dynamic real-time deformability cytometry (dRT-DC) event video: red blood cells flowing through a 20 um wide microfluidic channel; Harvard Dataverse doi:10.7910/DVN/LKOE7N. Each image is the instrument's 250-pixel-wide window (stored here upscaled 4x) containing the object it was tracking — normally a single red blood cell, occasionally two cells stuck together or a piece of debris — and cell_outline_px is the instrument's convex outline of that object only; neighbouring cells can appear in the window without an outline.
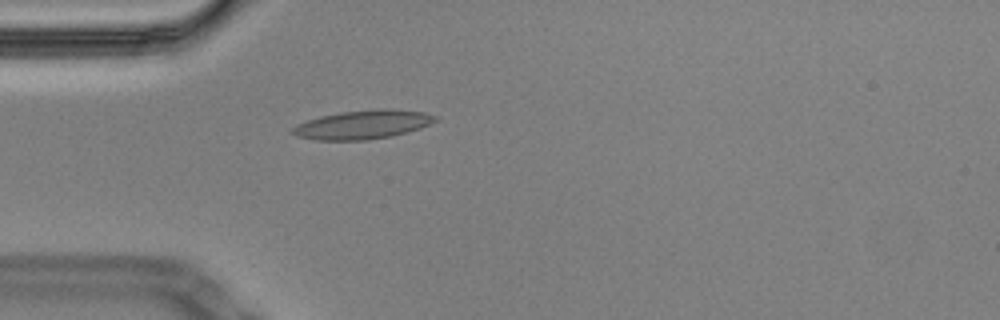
{"species": "Egyptian fruit bat (a non-hibernating species)", "species_latin": "Rousettus aegyptiacus", "temperature_condition": "cold", "stored_images_in_passage": 47, "camera_frame_rate_fps": 3000, "um_per_image_px": 0.085, "animal": {"sex": "male"}, "frame": {"image": 1, "passage_image": 6, "time_ms": 1.667, "image_size_px": [1000, 320], "cell_outline_px": [[436, 120], [420, 128], [392, 136], [368, 140], [316, 140], [296, 136], [288, 132], [296, 124], [320, 116], [340, 112], [380, 108], [392, 108], [424, 112], [436, 116]], "centroid_in_image_um": [30.79, 10.59], "position_along_channel_um": 54.2, "area_um2": 24.1}}
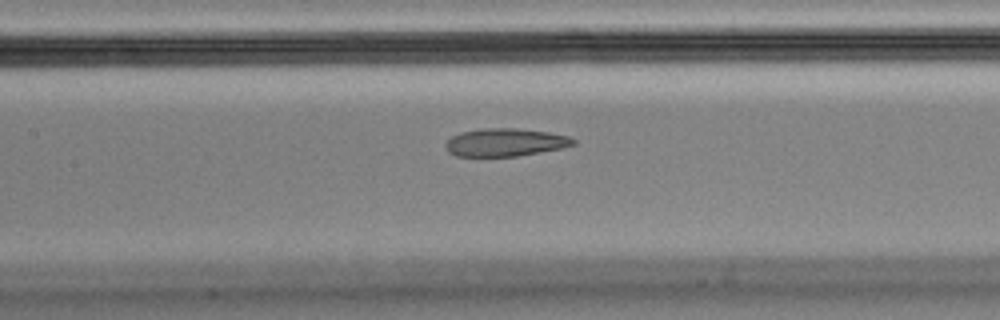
{"frame": {"image": 2, "passage_image": 16, "time_ms": 5.0, "image_size_px": [1000, 320], "cell_outline_px": [[576, 144], [564, 148], [516, 156], [456, 156], [448, 152], [444, 144], [452, 136], [460, 132], [480, 128], [516, 128], [548, 132], [568, 136], [576, 140]], "centroid_in_image_um": [42.94, 12.09], "position_along_channel_um": 164.5, "area_um2": 20.87}}
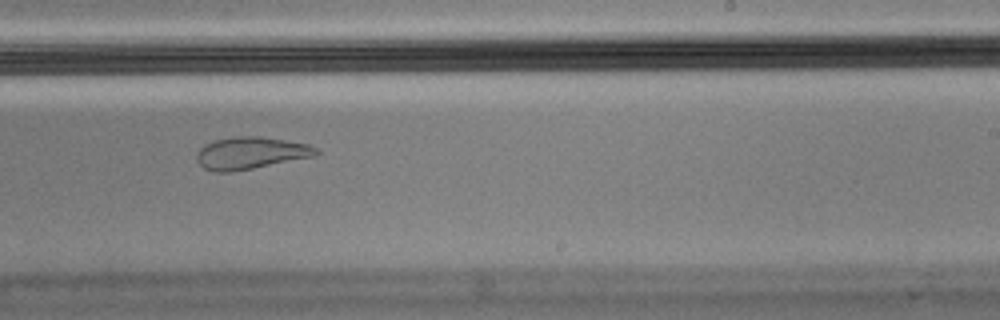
{"frame": {"image": 3, "passage_image": 25, "time_ms": 8.0, "image_size_px": [1000, 320], "cell_outline_px": [[320, 152], [316, 156], [252, 168], [228, 172], [212, 172], [204, 168], [196, 160], [196, 152], [204, 144], [216, 140], [236, 136], [260, 136], [308, 144], [316, 148]], "centroid_in_image_um": [21.28, 13.01], "position_along_channel_um": 267.7, "area_um2": 22.31}, "authors_computed_cell_mechanics": {"area_um2": 22.7154, "velocity_mm_per_s": 3.4561, "shape_relaxation_time_tau1_ms": null, "shape_relaxation_time_tau2_ms": 1.4751, "deformation_change_tau1": null, "deformation_change_tau2": 0.08}}